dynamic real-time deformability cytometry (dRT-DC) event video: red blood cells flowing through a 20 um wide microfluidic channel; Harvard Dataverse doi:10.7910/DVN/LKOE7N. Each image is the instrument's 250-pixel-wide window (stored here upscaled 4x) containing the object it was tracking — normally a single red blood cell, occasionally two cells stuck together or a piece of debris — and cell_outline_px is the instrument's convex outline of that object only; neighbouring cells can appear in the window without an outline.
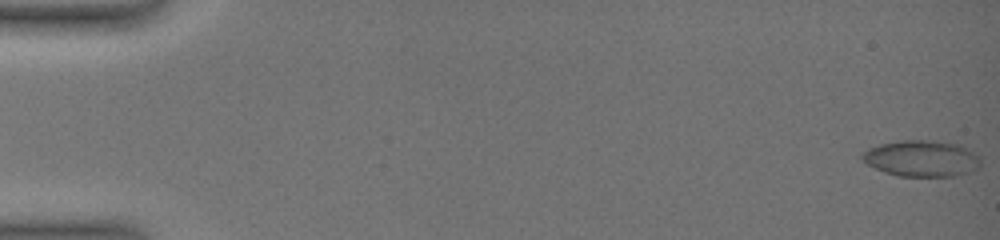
{"species": "common noctule bat (a hibernating species)", "species_latin": "Nyctalus noctula", "temperature_condition": "warm", "stored_images_in_passage": 19, "camera_frame_rate_fps": 3000, "um_per_image_px": 0.085, "animal": {"sex": "female", "body_mass_g": 19.0, "forearm_length_mm": 51.5}, "frame": {"image": 1, "passage_image": 1, "time_ms": 0.0, "image_size_px": [1000, 240], "cell_outline_px": [[980, 168], [956, 176], [900, 176], [884, 172], [868, 164], [860, 156], [868, 148], [880, 144], [900, 140], [928, 140], [960, 144], [980, 156]], "centroid_in_image_um": [78.37, 13.46], "position_along_channel_um": 6.6, "area_um2": 25.03}}
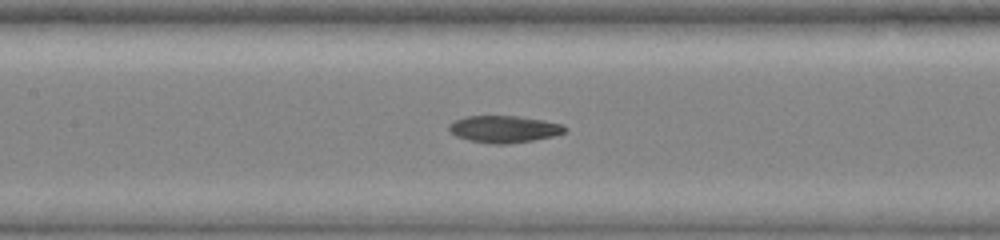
{"frame": {"image": 2, "passage_image": 14, "time_ms": 9.667, "image_size_px": [1000, 240], "cell_outline_px": [[568, 132], [552, 136], [532, 140], [508, 144], [492, 144], [468, 140], [456, 136], [448, 132], [448, 124], [456, 120], [468, 116], [520, 116], [544, 120], [564, 124], [568, 128]], "centroid_in_image_um": [42.87, 10.97], "position_along_channel_um": 164.5, "area_um2": 18.44}}
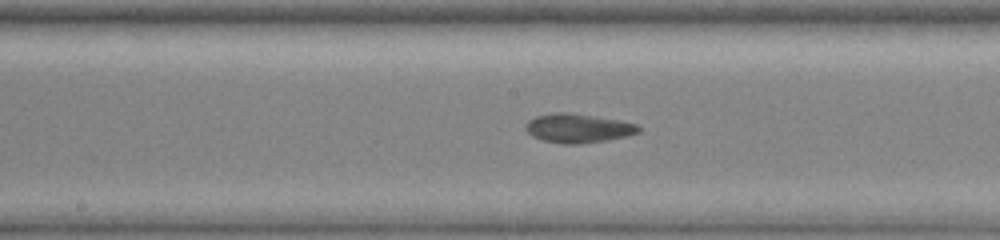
{"frame": {"image": 3, "passage_image": 17, "time_ms": 10.667, "image_size_px": [1000, 240], "cell_outline_px": [[640, 132], [628, 136], [608, 140], [580, 144], [560, 144], [540, 140], [532, 136], [524, 128], [524, 124], [528, 120], [536, 116], [552, 112], [572, 112], [620, 120], [636, 124], [640, 128]], "centroid_in_image_um": [49.1, 10.9], "position_along_channel_um": 199.1, "area_um2": 19.54}}